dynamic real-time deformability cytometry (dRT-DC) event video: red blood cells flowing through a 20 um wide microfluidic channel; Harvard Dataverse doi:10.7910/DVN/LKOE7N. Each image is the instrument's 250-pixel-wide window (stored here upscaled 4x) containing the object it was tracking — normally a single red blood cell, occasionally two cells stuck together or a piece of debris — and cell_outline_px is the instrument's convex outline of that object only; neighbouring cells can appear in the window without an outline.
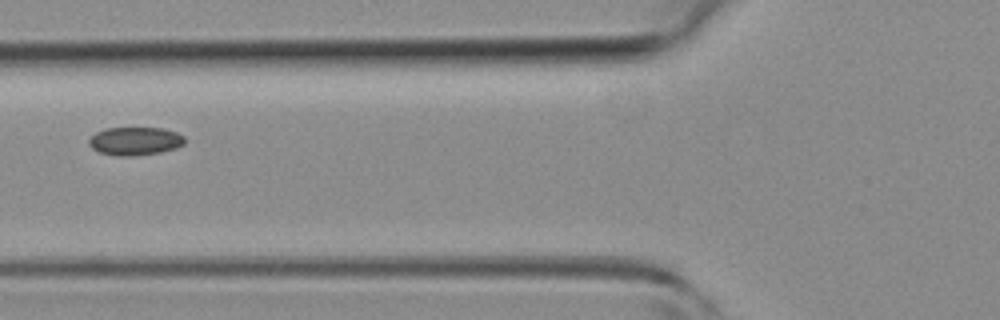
{"species": "common noctule bat (a hibernating species)", "species_latin": "Nyctalus noctula", "temperature_condition": "room temperature", "stored_images_in_passage": 6, "camera_frame_rate_fps": 3000, "um_per_image_px": 0.085, "animal": {"sex": "female", "body_mass_g": 19.3, "forearm_length_mm": 54.1}, "frame": {"image": 1, "passage_image": 6, "time_ms": 6.0, "image_size_px": [1000, 320], "cell_outline_px": [[184, 144], [176, 148], [160, 152], [132, 156], [120, 156], [100, 152], [92, 148], [88, 144], [88, 140], [96, 132], [104, 128], [164, 128], [176, 132], [184, 136]], "centroid_in_image_um": [11.48, 11.98], "position_along_channel_um": 114.3, "area_um2": 15.72}}